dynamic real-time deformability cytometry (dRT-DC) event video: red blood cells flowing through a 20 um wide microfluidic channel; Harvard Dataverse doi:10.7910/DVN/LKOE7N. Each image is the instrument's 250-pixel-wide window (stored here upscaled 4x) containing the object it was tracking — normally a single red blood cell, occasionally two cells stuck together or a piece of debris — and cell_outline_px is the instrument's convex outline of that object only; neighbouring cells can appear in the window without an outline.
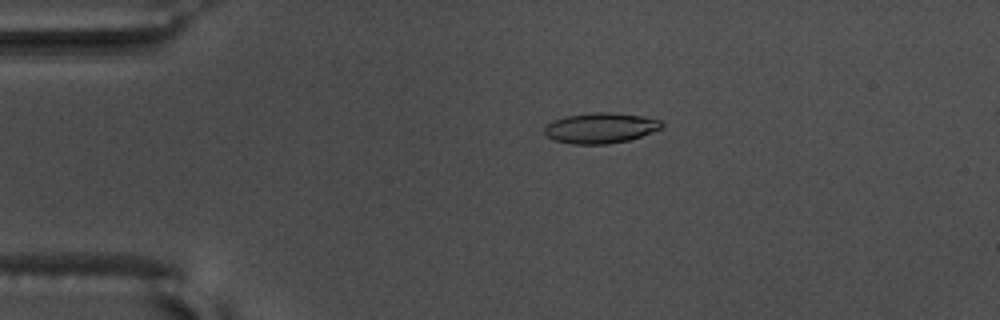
{"species": "common noctule bat (a hibernating species)", "species_latin": "Nyctalus noctula", "temperature_condition": "warm", "stored_images_in_passage": 56, "camera_frame_rate_fps": 3000, "um_per_image_px": 0.085, "animal": {"sex": "male", "body_mass_g": 17.5, "forearm_length_mm": 52.3}, "frame": {"image": 1, "passage_image": 12, "time_ms": 3.667, "image_size_px": [1000, 320], "cell_outline_px": [[664, 128], [628, 140], [608, 144], [572, 144], [552, 140], [544, 132], [544, 128], [552, 120], [568, 116], [592, 112], [612, 112], [644, 116], [660, 120], [664, 124]], "centroid_in_image_um": [51.06, 10.87], "position_along_channel_um": 33.9, "area_um2": 20.92}}
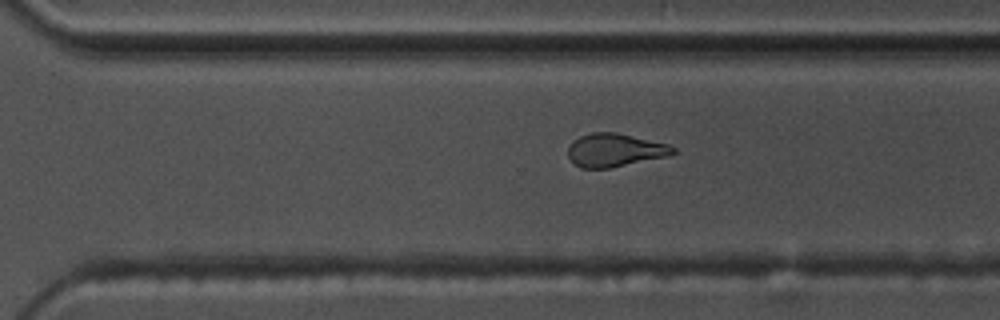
{"frame": {"image": 2, "passage_image": 39, "time_ms": 12.667, "image_size_px": [1000, 320], "cell_outline_px": [[676, 152], [664, 156], [608, 168], [580, 168], [572, 164], [568, 156], [568, 148], [580, 136], [592, 132], [616, 132], [668, 144], [676, 148]], "centroid_in_image_um": [52.22, 12.76], "position_along_channel_um": 318.4, "area_um2": 20.0}}
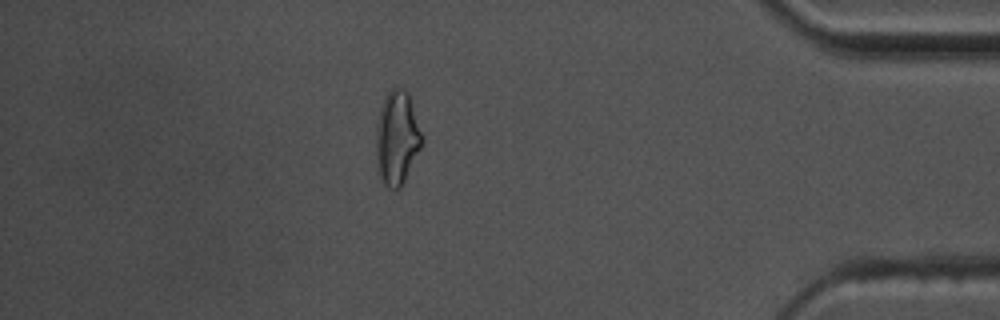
{"frame": {"image": 3, "passage_image": 49, "time_ms": 16.0, "image_size_px": [1000, 320], "cell_outline_px": [[424, 140], [400, 188], [388, 188], [384, 184], [380, 176], [376, 160], [376, 124], [380, 108], [384, 96], [396, 84], [404, 88], [408, 92]], "centroid_in_image_um": [33.73, 11.66], "position_along_channel_um": 401.5, "area_um2": 25.09}, "authors_computed_cell_mechanics": {"area_um2": 20.8369, "velocity_mm_per_s": 3.6639, "shape_relaxation_time_tau1_ms": 6.7513, "shape_relaxation_time_tau2_ms": 2.101, "deformation_change_tau1": 0.2032, "deformation_change_tau2": 0.1063}}